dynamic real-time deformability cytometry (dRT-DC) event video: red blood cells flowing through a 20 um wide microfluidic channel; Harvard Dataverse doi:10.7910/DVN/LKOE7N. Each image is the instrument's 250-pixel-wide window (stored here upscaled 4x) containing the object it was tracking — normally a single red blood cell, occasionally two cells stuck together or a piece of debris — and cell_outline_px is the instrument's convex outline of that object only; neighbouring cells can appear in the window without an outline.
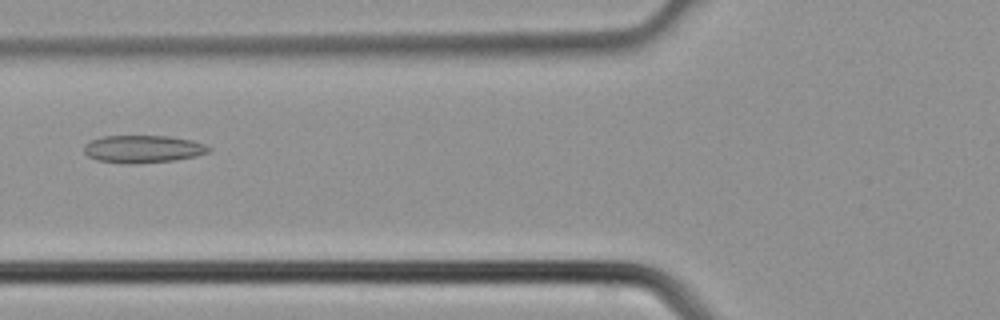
{"species": "common noctule bat (a hibernating species)", "species_latin": "Nyctalus noctula", "temperature_condition": "cold", "stored_images_in_passage": 3, "camera_frame_rate_fps": 3000, "um_per_image_px": 0.085, "animal": {"sex": "male", "body_mass_g": 21.5, "forearm_length_mm": 52.0}, "frame": {"image": 1, "passage_image": 3, "time_ms": 0.667, "image_size_px": [1000, 320], "cell_outline_px": [[212, 152], [196, 156], [172, 160], [136, 164], [124, 164], [96, 160], [88, 156], [84, 152], [84, 144], [92, 140], [104, 136], [168, 136], [192, 140], [204, 144], [212, 148]], "centroid_in_image_um": [12.16, 12.67], "position_along_channel_um": 113.6, "area_um2": 20.17}}